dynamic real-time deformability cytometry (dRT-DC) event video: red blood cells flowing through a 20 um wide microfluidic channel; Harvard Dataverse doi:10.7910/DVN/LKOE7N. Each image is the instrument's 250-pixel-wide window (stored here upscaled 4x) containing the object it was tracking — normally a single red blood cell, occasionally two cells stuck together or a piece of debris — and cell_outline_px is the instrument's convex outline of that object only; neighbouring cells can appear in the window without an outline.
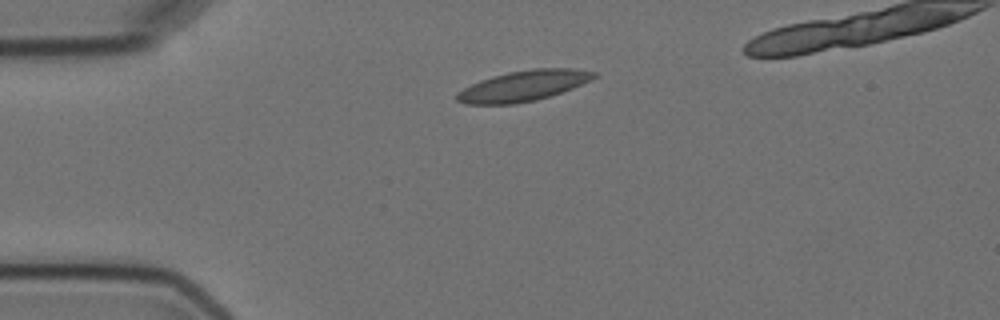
{"species": "Egyptian fruit bat (a non-hibernating species)", "species_latin": "Rousettus aegyptiacus", "temperature_condition": "cold", "stored_images_in_passage": 4, "segment_of_instrument_passage": [1, 2], "camera_frame_rate_fps": 3000, "um_per_image_px": 0.085, "animal": {"sex": "female"}, "frame": {"image": 1, "passage_image": 1, "time_ms": 0.0, "image_size_px": [1000, 320], "cell_outline_px": [[600, 72], [592, 80], [572, 88], [536, 100], [516, 104], [464, 104], [456, 100], [456, 92], [480, 80], [492, 76], [508, 72], [532, 68], [572, 68]], "centroid_in_image_um": [44.5, 7.29], "position_along_channel_um": 40.5, "area_um2": 24.51}}
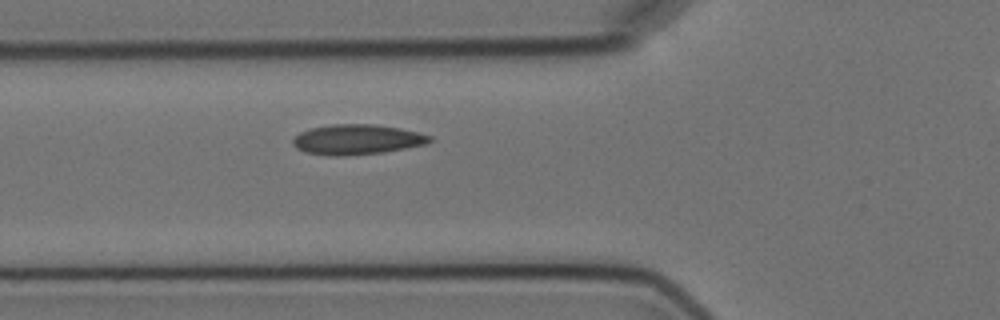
{"frame": {"image": 2, "passage_image": 3, "time_ms": 2.333, "image_size_px": [1000, 320], "cell_outline_px": [[432, 140], [424, 144], [384, 152], [344, 156], [328, 156], [304, 152], [296, 148], [292, 144], [292, 140], [300, 132], [312, 128], [332, 124], [376, 124], [400, 128], [432, 136]], "centroid_in_image_um": [30.3, 11.86], "position_along_channel_um": 95.5, "area_um2": 23.99}}